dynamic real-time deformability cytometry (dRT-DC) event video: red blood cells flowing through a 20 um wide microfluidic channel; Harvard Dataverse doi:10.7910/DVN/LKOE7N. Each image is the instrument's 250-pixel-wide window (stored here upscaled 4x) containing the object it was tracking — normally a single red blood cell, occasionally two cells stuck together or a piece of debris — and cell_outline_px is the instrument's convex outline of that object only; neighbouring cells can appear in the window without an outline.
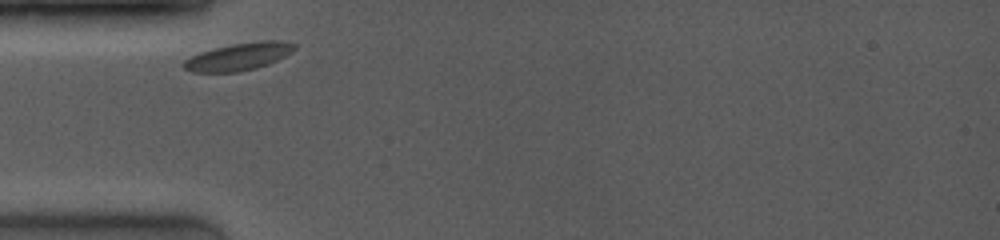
{"species": "common noctule bat (a hibernating species)", "species_latin": "Nyctalus noctula", "temperature_condition": "room temperature", "stored_images_in_passage": 23, "camera_frame_rate_fps": 4000, "um_per_image_px": 0.085, "animal": {"sex": "female", "body_mass_g": 19.0, "forearm_length_mm": 53.3}, "frame": {"image": 1, "passage_image": 1, "time_ms": 0.0, "image_size_px": [1000, 240], "cell_outline_px": [[296, 48], [292, 52], [268, 64], [256, 68], [236, 72], [192, 72], [184, 68], [180, 64], [184, 60], [200, 52], [232, 44], [264, 40], [280, 40], [296, 44]], "centroid_in_image_um": [20.28, 4.81], "position_along_channel_um": 64.7, "area_um2": 17.63}}
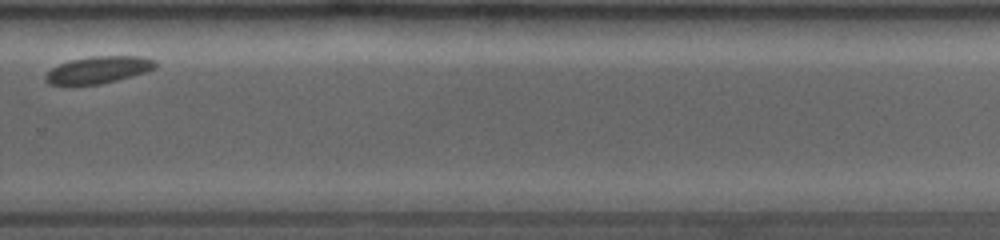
{"frame": {"image": 2, "passage_image": 17, "time_ms": 7.0, "image_size_px": [1000, 240], "cell_outline_px": [[156, 68], [132, 76], [100, 84], [48, 84], [44, 80], [44, 76], [52, 68], [60, 64], [72, 60], [92, 56], [140, 56], [156, 60]], "centroid_in_image_um": [8.38, 5.93], "position_along_channel_um": 321.4, "area_um2": 17.05}}
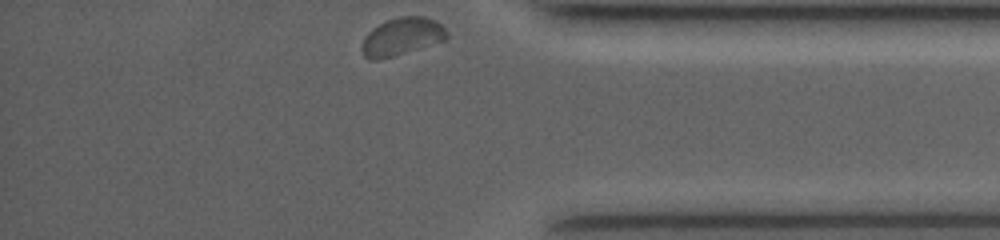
{"frame": {"image": 3, "passage_image": 23, "time_ms": 9.25, "image_size_px": [1000, 240], "cell_outline_px": [[448, 40], [392, 56], [376, 60], [368, 60], [364, 56], [364, 36], [372, 28], [384, 20], [400, 16], [424, 16], [436, 20], [448, 32]], "centroid_in_image_um": [34.2, 3.09], "position_along_channel_um": 401.0, "area_um2": 18.67}}